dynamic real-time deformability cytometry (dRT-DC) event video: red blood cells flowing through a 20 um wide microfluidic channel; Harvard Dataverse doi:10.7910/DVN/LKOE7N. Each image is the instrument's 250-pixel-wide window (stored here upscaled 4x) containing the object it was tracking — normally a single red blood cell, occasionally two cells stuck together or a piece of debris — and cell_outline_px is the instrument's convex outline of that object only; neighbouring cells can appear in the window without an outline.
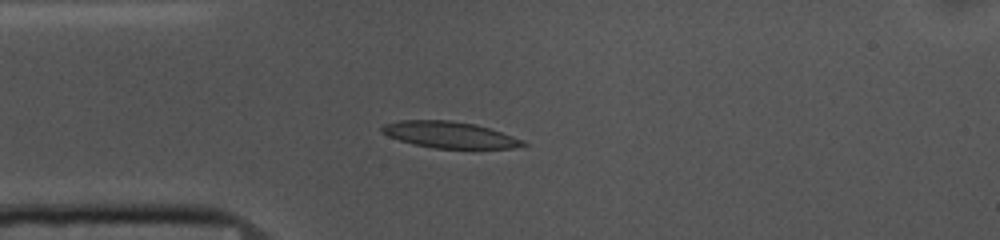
{"species": "common noctule bat (a hibernating species)", "species_latin": "Nyctalus noctula", "temperature_condition": "cold", "stored_images_in_passage": 51, "camera_frame_rate_fps": 3000, "um_per_image_px": 0.085, "animal": {"sex": "female", "body_mass_g": 10.0, "forearm_length_mm": 53.1}, "frame": {"image": 1, "passage_image": 11, "time_ms": 3.333, "image_size_px": [1000, 240], "cell_outline_px": [[528, 144], [516, 148], [436, 148], [412, 144], [388, 136], [380, 132], [380, 128], [384, 124], [400, 120], [452, 120], [476, 124], [524, 140]], "centroid_in_image_um": [38.19, 11.45], "position_along_channel_um": 46.8, "area_um2": 21.68}}
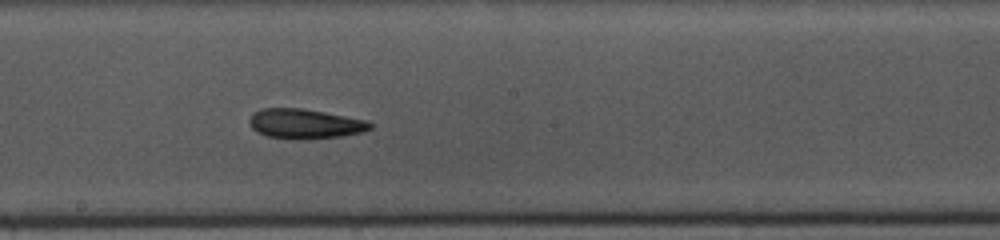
{"frame": {"image": 2, "passage_image": 26, "time_ms": 8.333, "image_size_px": [1000, 240], "cell_outline_px": [[372, 128], [364, 132], [344, 136], [308, 140], [296, 140], [268, 136], [256, 132], [248, 124], [248, 120], [252, 112], [260, 108], [300, 108], [324, 112], [368, 120], [372, 124]], "centroid_in_image_um": [25.91, 10.53], "position_along_channel_um": 222.3, "area_um2": 21.44}}
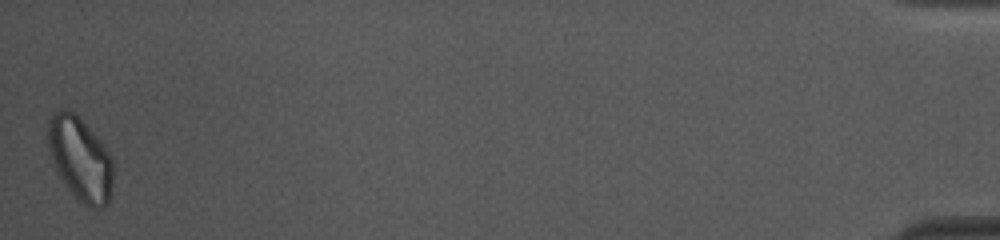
{"frame": {"image": 3, "passage_image": 51, "time_ms": 16.667, "image_size_px": [1000, 240], "cell_outline_px": [[112, 192], [108, 204], [104, 208], [92, 208], [84, 204], [68, 188], [60, 176], [48, 152], [48, 120], [52, 112], [60, 108], [68, 108], [100, 140], [112, 156]], "centroid_in_image_um": [6.82, 13.49], "position_along_channel_um": 428.4, "area_um2": 31.56}}